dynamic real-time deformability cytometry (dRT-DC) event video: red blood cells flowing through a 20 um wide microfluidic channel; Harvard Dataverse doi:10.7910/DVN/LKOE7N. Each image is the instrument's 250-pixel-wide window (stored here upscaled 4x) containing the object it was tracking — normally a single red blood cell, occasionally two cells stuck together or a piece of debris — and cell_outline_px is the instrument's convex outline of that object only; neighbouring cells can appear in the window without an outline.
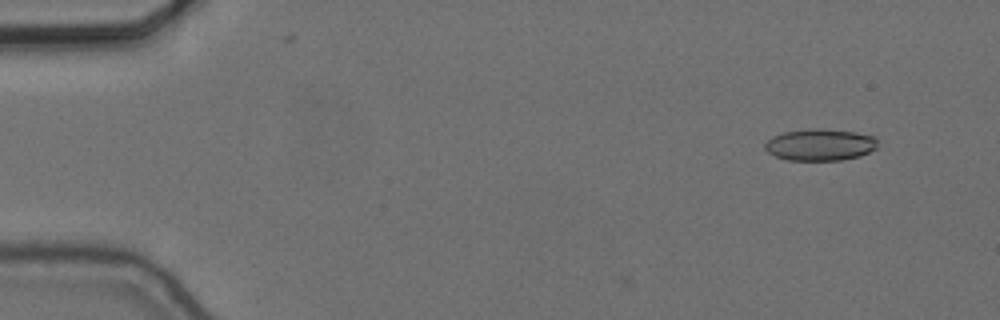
{"species": "common noctule bat (a hibernating species)", "species_latin": "Nyctalus noctula", "temperature_condition": "cold", "stored_images_in_passage": 2, "camera_frame_rate_fps": 3000, "um_per_image_px": 0.085, "animal": {"sex": "female", "body_mass_g": 24.6, "forearm_length_mm": 56.2}, "frame": {"image": 1, "passage_image": 2, "time_ms": 0.333, "image_size_px": [1000, 320], "cell_outline_px": [[876, 148], [860, 156], [840, 160], [788, 160], [776, 156], [768, 152], [764, 148], [764, 144], [772, 136], [784, 132], [808, 128], [820, 128], [856, 132], [876, 136]], "centroid_in_image_um": [69.7, 12.29], "position_along_channel_um": 15.3, "area_um2": 20.92}}